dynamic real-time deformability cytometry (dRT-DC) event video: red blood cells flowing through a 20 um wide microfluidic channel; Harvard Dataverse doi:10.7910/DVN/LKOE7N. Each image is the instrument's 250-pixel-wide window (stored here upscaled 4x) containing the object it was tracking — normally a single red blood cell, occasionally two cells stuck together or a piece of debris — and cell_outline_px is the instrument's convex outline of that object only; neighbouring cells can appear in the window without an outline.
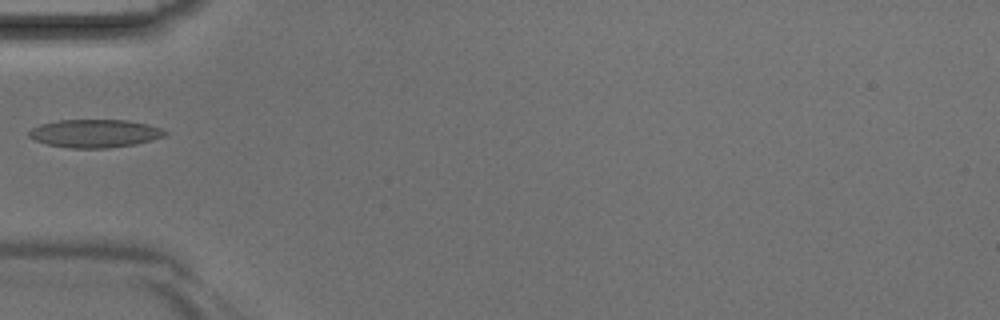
{"species": "Egyptian fruit bat (a non-hibernating species)", "species_latin": "Rousettus aegyptiacus", "temperature_condition": "room temperature", "stored_images_in_passage": 4, "camera_frame_rate_fps": 3000, "um_per_image_px": 0.085, "animal": {"sex": "male"}, "frame": {"image": 1, "passage_image": 4, "time_ms": 1.0, "image_size_px": [1000, 320], "cell_outline_px": [[168, 132], [164, 136], [152, 140], [136, 144], [108, 148], [68, 148], [48, 144], [36, 140], [28, 136], [28, 132], [32, 128], [40, 124], [60, 120], [128, 120], [148, 124], [160, 128]], "centroid_in_image_um": [8.07, 11.34], "position_along_channel_um": 76.9, "area_um2": 22.25}}